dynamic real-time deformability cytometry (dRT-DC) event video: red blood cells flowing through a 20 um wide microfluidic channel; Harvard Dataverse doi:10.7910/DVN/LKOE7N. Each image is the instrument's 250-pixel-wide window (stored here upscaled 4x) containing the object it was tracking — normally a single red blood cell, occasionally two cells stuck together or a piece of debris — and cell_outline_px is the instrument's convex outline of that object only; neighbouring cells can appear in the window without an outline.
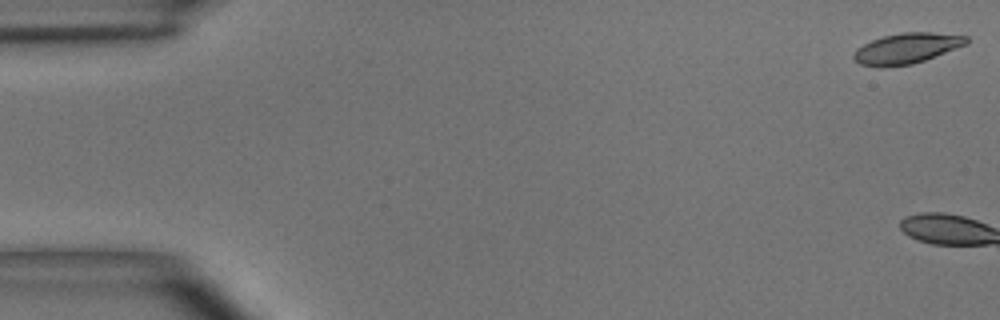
{"species": "common noctule bat (a hibernating species)", "species_latin": "Nyctalus noctula", "temperature_condition": "room temperature", "stored_images_in_passage": 8, "camera_frame_rate_fps": 3000, "um_per_image_px": 0.085, "animal": {"sex": "male", "body_mass_g": 15.6}, "frame": {"image": 1, "passage_image": 1, "time_ms": 0.0, "image_size_px": [1000, 320], "cell_outline_px": [[968, 44], [924, 60], [912, 64], [880, 68], [860, 64], [852, 56], [856, 48], [872, 40], [884, 36], [904, 32], [932, 32], [968, 36]], "centroid_in_image_um": [77.06, 4.11], "position_along_channel_um": 7.9, "area_um2": 20.06}}
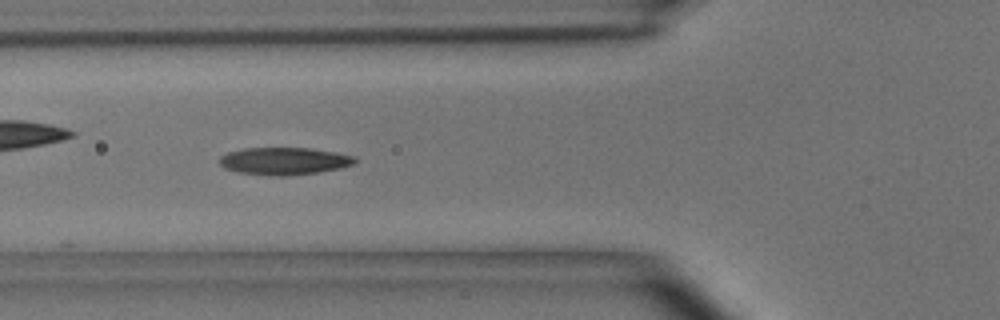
{"frame": {"image": 2, "passage_image": 6, "time_ms": 6.667, "image_size_px": [1000, 320], "cell_outline_px": [[356, 164], [340, 168], [316, 172], [288, 176], [272, 176], [240, 172], [224, 168], [220, 164], [220, 156], [228, 152], [244, 148], [312, 148], [356, 156]], "centroid_in_image_um": [24.18, 13.68], "position_along_channel_um": 101.6, "area_um2": 21.62}}